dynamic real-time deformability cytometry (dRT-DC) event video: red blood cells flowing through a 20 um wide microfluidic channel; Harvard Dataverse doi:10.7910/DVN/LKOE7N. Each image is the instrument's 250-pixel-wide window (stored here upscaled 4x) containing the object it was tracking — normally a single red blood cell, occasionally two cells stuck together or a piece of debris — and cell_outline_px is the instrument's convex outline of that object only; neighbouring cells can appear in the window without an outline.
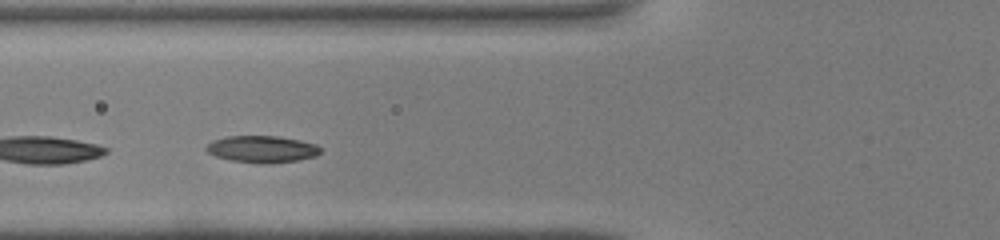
{"species": "common noctule bat (a hibernating species)", "species_latin": "Nyctalus noctula", "temperature_condition": "warm", "stored_images_in_passage": 17, "camera_frame_rate_fps": 3000, "um_per_image_px": 0.085, "animal": {"sex": "male", "body_mass_g": 19.0, "forearm_length_mm": 50.8}, "frame": {"image": 1, "passage_image": 6, "time_ms": 1.667, "image_size_px": [1000, 240], "cell_outline_px": [[320, 152], [316, 156], [300, 160], [272, 164], [256, 164], [232, 160], [216, 156], [208, 152], [204, 148], [212, 140], [224, 136], [276, 136], [300, 140], [316, 144], [320, 148]], "centroid_in_image_um": [22.27, 12.68], "position_along_channel_um": 103.5, "area_um2": 18.09}}